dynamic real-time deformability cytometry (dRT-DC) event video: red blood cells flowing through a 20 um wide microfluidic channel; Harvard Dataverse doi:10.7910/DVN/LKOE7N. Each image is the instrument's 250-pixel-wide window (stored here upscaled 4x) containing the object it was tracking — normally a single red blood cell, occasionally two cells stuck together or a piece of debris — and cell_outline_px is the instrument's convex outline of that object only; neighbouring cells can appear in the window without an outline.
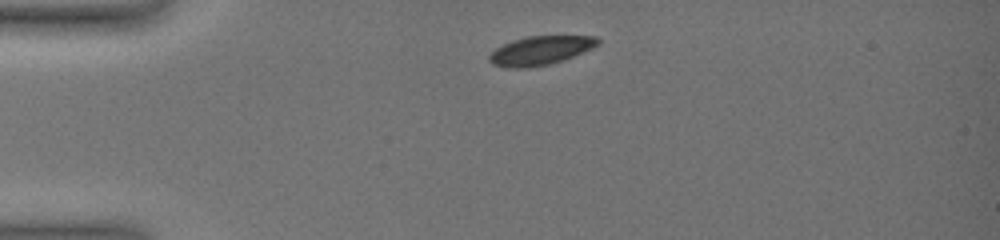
{"species": "common noctule bat (a hibernating species)", "species_latin": "Nyctalus noctula", "temperature_condition": "warm", "stored_images_in_passage": 12, "camera_frame_rate_fps": 3000, "um_per_image_px": 0.085, "animal": {"sex": "female", "body_mass_g": 19.0, "forearm_length_mm": 51.5}, "frame": {"image": 1, "passage_image": 1, "time_ms": 0.0, "image_size_px": [1000, 240], "cell_outline_px": [[600, 44], [592, 48], [572, 56], [548, 64], [528, 68], [508, 68], [492, 64], [488, 60], [488, 56], [496, 48], [512, 40], [528, 36], [596, 36], [600, 40]], "centroid_in_image_um": [45.91, 4.29], "position_along_channel_um": 39.1, "area_um2": 18.09}}
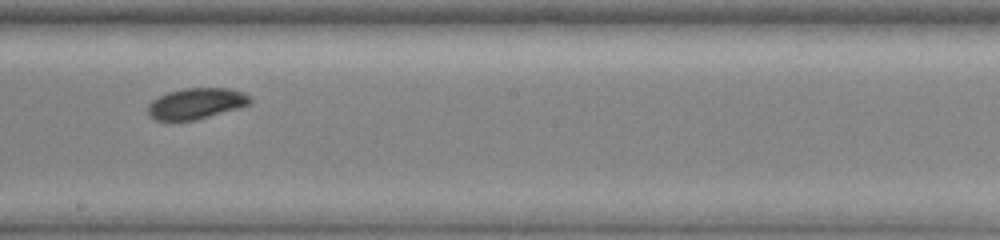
{"frame": {"image": 2, "passage_image": 7, "time_ms": 6.0, "image_size_px": [1000, 240], "cell_outline_px": [[252, 104], [240, 108], [196, 120], [152, 120], [148, 116], [148, 104], [152, 100], [168, 92], [184, 88], [232, 88], [244, 92], [252, 96]], "centroid_in_image_um": [16.73, 8.8], "position_along_channel_um": 231.5, "area_um2": 18.79}}
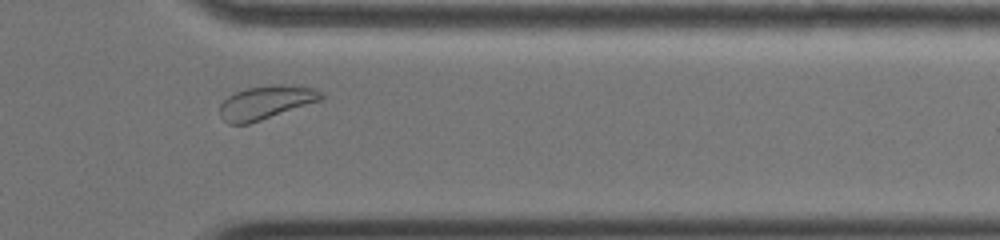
{"frame": {"image": 3, "passage_image": 11, "time_ms": 10.0, "image_size_px": [1000, 240], "cell_outline_px": [[324, 100], [248, 124], [228, 124], [220, 116], [220, 104], [228, 96], [236, 92], [248, 88], [272, 84], [284, 84], [312, 88], [320, 92], [324, 96]], "centroid_in_image_um": [22.62, 8.71], "position_along_channel_um": 388.8, "area_um2": 19.83}, "authors_computed_cell_mechanics": {"area_um2": 19.2763, "velocity_mm_per_s": 3.9097, "shape_relaxation_time_tau1_ms": 1.4474, "shape_relaxation_time_tau2_ms": null, "deformation_change_tau1": 0.0667, "deformation_change_tau2": null}}